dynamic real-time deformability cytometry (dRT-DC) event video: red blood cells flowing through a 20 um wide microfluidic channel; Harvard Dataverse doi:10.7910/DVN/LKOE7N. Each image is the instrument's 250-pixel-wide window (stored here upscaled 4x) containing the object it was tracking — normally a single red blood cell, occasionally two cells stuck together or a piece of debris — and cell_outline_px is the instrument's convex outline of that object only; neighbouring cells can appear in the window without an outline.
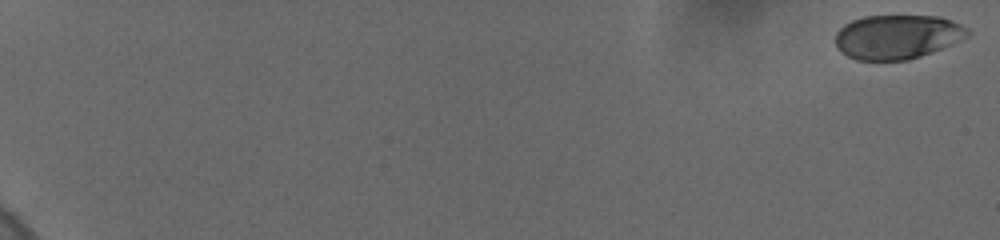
{"species": "human", "species_latin": "Homo sapiens", "temperature_condition": "cold", "stored_images_in_passage": 12, "camera_frame_rate_fps": 3000, "um_per_image_px": 0.085, "donor": {"sex": "female"}, "frame": {"image": 1, "passage_image": 1, "time_ms": 0.0, "image_size_px": [1000, 240], "cell_outline_px": [[968, 36], [940, 48], [920, 56], [908, 60], [856, 60], [840, 52], [836, 44], [836, 32], [844, 24], [852, 20], [864, 16], [940, 16], [952, 20], [968, 28]], "centroid_in_image_um": [76.23, 3.12], "position_along_channel_um": 8.8, "area_um2": 33.87}}
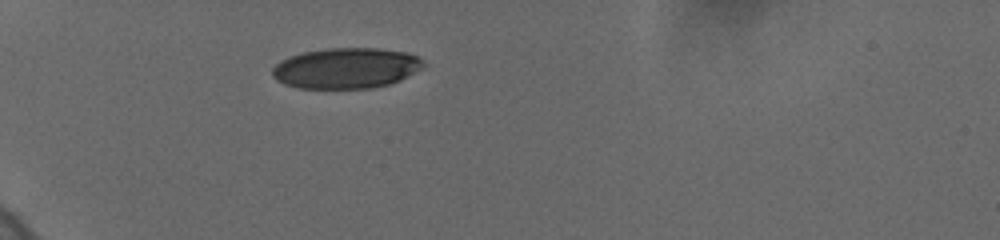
{"frame": {"image": 2, "passage_image": 9, "time_ms": 6.667, "image_size_px": [1000, 240], "cell_outline_px": [[428, 64], [400, 80], [388, 84], [372, 88], [296, 88], [284, 84], [276, 80], [272, 76], [272, 68], [280, 60], [304, 52], [328, 48], [380, 48], [408, 52], [420, 56]], "centroid_in_image_um": [29.45, 5.78], "position_along_channel_um": 55.6, "area_um2": 36.01}}
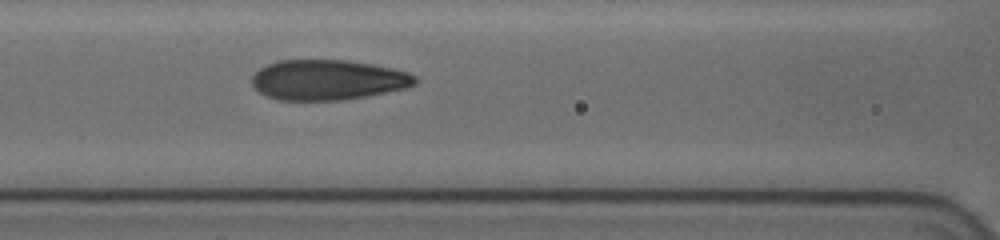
{"frame": {"image": 3, "passage_image": 12, "time_ms": 9.667, "image_size_px": [1000, 240], "cell_outline_px": [[416, 84], [404, 88], [368, 96], [340, 100], [280, 100], [268, 96], [260, 92], [252, 84], [252, 76], [260, 68], [268, 64], [280, 60], [348, 60], [372, 64], [392, 68], [408, 72], [416, 76]], "centroid_in_image_um": [27.87, 6.78], "position_along_channel_um": 138.7, "area_um2": 38.09}}